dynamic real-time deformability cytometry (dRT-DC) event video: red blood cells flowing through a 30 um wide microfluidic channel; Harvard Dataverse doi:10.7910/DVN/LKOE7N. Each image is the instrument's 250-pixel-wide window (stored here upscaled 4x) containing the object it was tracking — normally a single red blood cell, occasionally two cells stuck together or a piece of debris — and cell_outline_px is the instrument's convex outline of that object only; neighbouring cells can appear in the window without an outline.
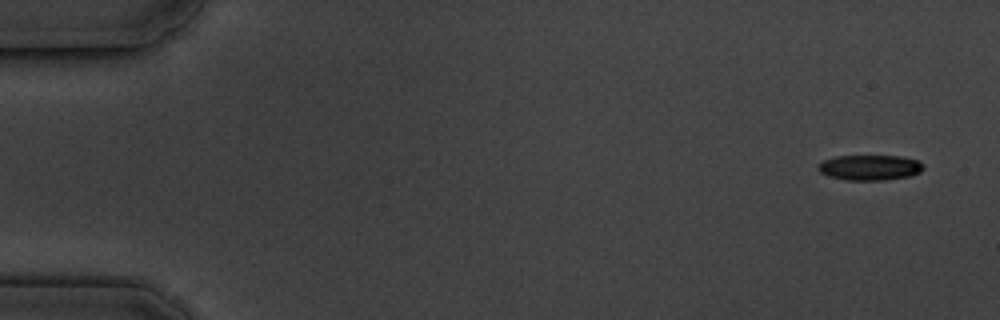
{"species": "common noctule bat (a hibernating species)", "species_latin": "Nyctalus noctula", "temperature_condition": "cold", "stored_images_in_passage": 5, "camera_frame_rate_fps": 3000, "um_per_image_px": 0.085, "animal": {"sex": "male", "body_mass_g": 19.5, "forearm_length_mm": 54.6}, "frame": {"image": 1, "passage_image": 1, "time_ms": 0.0, "image_size_px": [1000, 320], "cell_outline_px": [[924, 168], [920, 172], [912, 176], [884, 180], [844, 180], [828, 176], [820, 172], [816, 168], [816, 164], [824, 160], [836, 156], [900, 156], [916, 160], [924, 164]], "centroid_in_image_um": [73.91, 14.24], "position_along_channel_um": 11.1, "area_um2": 15.72}}
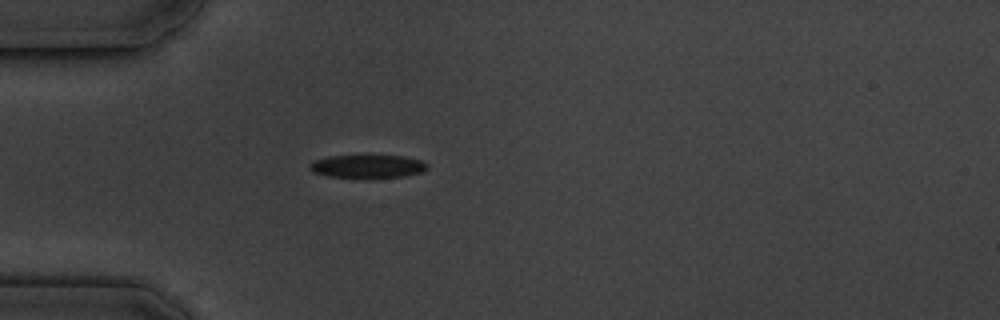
{"frame": {"image": 2, "passage_image": 5, "time_ms": 4.667, "image_size_px": [1000, 320], "cell_outline_px": [[428, 168], [424, 172], [404, 176], [368, 180], [328, 176], [312, 172], [308, 168], [308, 164], [316, 160], [328, 156], [404, 156], [424, 160], [428, 164]], "centroid_in_image_um": [31.28, 14.18], "position_along_channel_um": 53.7, "area_um2": 16.59}}